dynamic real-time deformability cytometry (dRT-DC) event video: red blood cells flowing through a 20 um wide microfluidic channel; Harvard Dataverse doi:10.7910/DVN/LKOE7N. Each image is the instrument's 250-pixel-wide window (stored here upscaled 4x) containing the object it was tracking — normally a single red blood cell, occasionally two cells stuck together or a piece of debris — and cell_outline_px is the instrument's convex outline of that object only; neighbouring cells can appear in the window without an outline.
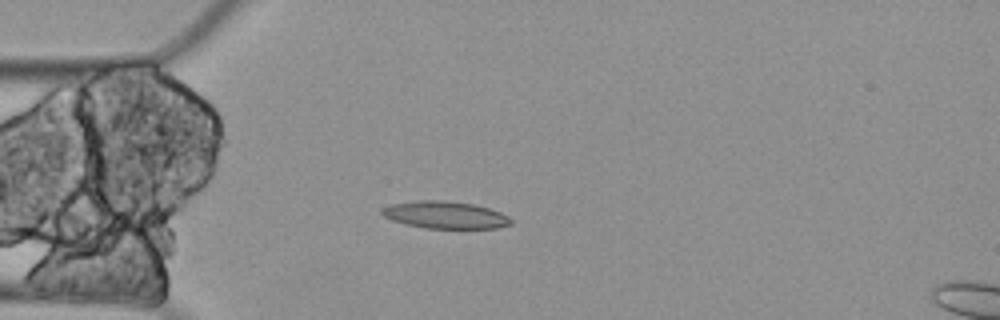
{"species": "Egyptian fruit bat (a non-hibernating species)", "species_latin": "Rousettus aegyptiacus", "temperature_condition": "cold", "stored_images_in_passage": 5, "camera_frame_rate_fps": 3000, "um_per_image_px": 0.085, "animal": {"sex": "female"}, "frame": {"image": 1, "passage_image": 5, "time_ms": 1.333, "image_size_px": [1000, 320], "cell_outline_px": [[512, 224], [496, 228], [428, 228], [408, 224], [392, 220], [384, 216], [380, 212], [384, 208], [392, 204], [420, 200], [444, 200], [472, 204], [488, 208], [500, 212], [508, 216], [512, 220]], "centroid_in_image_um": [37.87, 18.27], "position_along_channel_um": 47.1, "area_um2": 20.17}}